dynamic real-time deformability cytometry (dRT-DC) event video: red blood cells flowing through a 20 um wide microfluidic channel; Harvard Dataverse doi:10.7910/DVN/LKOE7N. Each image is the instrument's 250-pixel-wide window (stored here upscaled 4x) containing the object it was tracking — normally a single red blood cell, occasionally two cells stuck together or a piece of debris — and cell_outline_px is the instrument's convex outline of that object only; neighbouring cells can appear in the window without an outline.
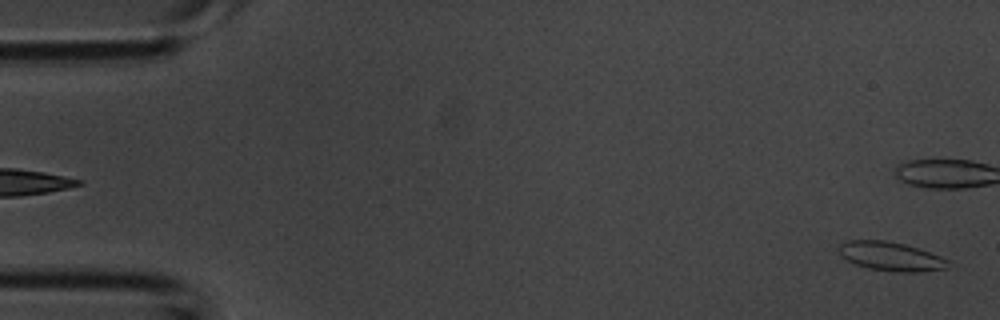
{"species": "common noctule bat (a hibernating species)", "species_latin": "Nyctalus noctula", "temperature_condition": "room temperature", "stored_images_in_passage": 42, "camera_frame_rate_fps": 3000, "um_per_image_px": 0.085, "animal": {"sex": "male", "body_mass_g": 20.1, "forearm_length_mm": 53.5}, "frame": {"image": 1, "passage_image": 1, "time_ms": 0.0, "image_size_px": [1000, 320], "cell_outline_px": [[948, 268], [916, 272], [892, 272], [868, 268], [856, 264], [840, 256], [840, 244], [848, 240], [888, 240], [904, 244], [940, 256], [948, 260]], "centroid_in_image_um": [75.7, 21.79], "position_along_channel_um": 9.3, "area_um2": 18.26}}